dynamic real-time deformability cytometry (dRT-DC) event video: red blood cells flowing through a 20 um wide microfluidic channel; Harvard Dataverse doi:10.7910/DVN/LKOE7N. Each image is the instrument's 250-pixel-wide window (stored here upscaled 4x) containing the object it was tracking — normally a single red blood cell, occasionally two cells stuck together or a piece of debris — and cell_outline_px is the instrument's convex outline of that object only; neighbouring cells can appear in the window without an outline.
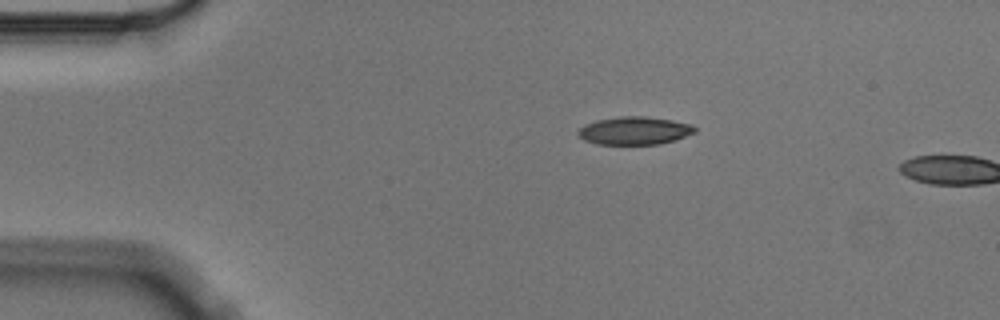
{"species": "Egyptian fruit bat (a non-hibernating species)", "species_latin": "Rousettus aegyptiacus", "temperature_condition": "cold", "stored_images_in_passage": 2, "camera_frame_rate_fps": 3000, "um_per_image_px": 0.085, "animal": {"sex": "male"}, "frame": {"image": 1, "passage_image": 1, "time_ms": 0.0, "image_size_px": [1000, 320], "cell_outline_px": [[696, 132], [660, 144], [596, 144], [584, 140], [576, 132], [584, 124], [596, 120], [620, 116], [648, 116], [672, 120], [692, 124], [696, 128]], "centroid_in_image_um": [53.91, 11.09], "position_along_channel_um": 31.1, "area_um2": 19.02}}